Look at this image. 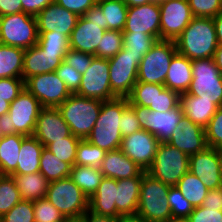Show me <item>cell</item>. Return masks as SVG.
Instances as JSON below:
<instances>
[{
    "label": "cell",
    "mask_w": 222,
    "mask_h": 222,
    "mask_svg": "<svg viewBox=\"0 0 222 222\" xmlns=\"http://www.w3.org/2000/svg\"><path fill=\"white\" fill-rule=\"evenodd\" d=\"M129 106L127 97L103 101L98 119L86 140L105 151L120 149L122 134L121 115Z\"/></svg>",
    "instance_id": "obj_1"
},
{
    "label": "cell",
    "mask_w": 222,
    "mask_h": 222,
    "mask_svg": "<svg viewBox=\"0 0 222 222\" xmlns=\"http://www.w3.org/2000/svg\"><path fill=\"white\" fill-rule=\"evenodd\" d=\"M175 43L177 52L190 60L213 58L218 47L213 18L193 17Z\"/></svg>",
    "instance_id": "obj_2"
},
{
    "label": "cell",
    "mask_w": 222,
    "mask_h": 222,
    "mask_svg": "<svg viewBox=\"0 0 222 222\" xmlns=\"http://www.w3.org/2000/svg\"><path fill=\"white\" fill-rule=\"evenodd\" d=\"M102 100L71 94L59 107L71 134L86 139L101 111Z\"/></svg>",
    "instance_id": "obj_3"
},
{
    "label": "cell",
    "mask_w": 222,
    "mask_h": 222,
    "mask_svg": "<svg viewBox=\"0 0 222 222\" xmlns=\"http://www.w3.org/2000/svg\"><path fill=\"white\" fill-rule=\"evenodd\" d=\"M169 188L170 186L146 172L141 182L136 215L148 222H173L167 200Z\"/></svg>",
    "instance_id": "obj_4"
},
{
    "label": "cell",
    "mask_w": 222,
    "mask_h": 222,
    "mask_svg": "<svg viewBox=\"0 0 222 222\" xmlns=\"http://www.w3.org/2000/svg\"><path fill=\"white\" fill-rule=\"evenodd\" d=\"M188 171L189 156L167 142H160L154 162L147 173L173 187Z\"/></svg>",
    "instance_id": "obj_5"
},
{
    "label": "cell",
    "mask_w": 222,
    "mask_h": 222,
    "mask_svg": "<svg viewBox=\"0 0 222 222\" xmlns=\"http://www.w3.org/2000/svg\"><path fill=\"white\" fill-rule=\"evenodd\" d=\"M193 79L188 94L222 107V74L213 58L192 60Z\"/></svg>",
    "instance_id": "obj_6"
},
{
    "label": "cell",
    "mask_w": 222,
    "mask_h": 222,
    "mask_svg": "<svg viewBox=\"0 0 222 222\" xmlns=\"http://www.w3.org/2000/svg\"><path fill=\"white\" fill-rule=\"evenodd\" d=\"M38 27L36 16L20 12L0 16V43L22 49L37 44Z\"/></svg>",
    "instance_id": "obj_7"
},
{
    "label": "cell",
    "mask_w": 222,
    "mask_h": 222,
    "mask_svg": "<svg viewBox=\"0 0 222 222\" xmlns=\"http://www.w3.org/2000/svg\"><path fill=\"white\" fill-rule=\"evenodd\" d=\"M176 53L175 41L157 40L140 61L137 82L164 85L170 62Z\"/></svg>",
    "instance_id": "obj_8"
},
{
    "label": "cell",
    "mask_w": 222,
    "mask_h": 222,
    "mask_svg": "<svg viewBox=\"0 0 222 222\" xmlns=\"http://www.w3.org/2000/svg\"><path fill=\"white\" fill-rule=\"evenodd\" d=\"M46 199L65 218L83 216L89 208V199L69 177L50 182Z\"/></svg>",
    "instance_id": "obj_9"
},
{
    "label": "cell",
    "mask_w": 222,
    "mask_h": 222,
    "mask_svg": "<svg viewBox=\"0 0 222 222\" xmlns=\"http://www.w3.org/2000/svg\"><path fill=\"white\" fill-rule=\"evenodd\" d=\"M143 56L132 55L124 47L109 60L111 91L117 97H127L137 82L138 68Z\"/></svg>",
    "instance_id": "obj_10"
},
{
    "label": "cell",
    "mask_w": 222,
    "mask_h": 222,
    "mask_svg": "<svg viewBox=\"0 0 222 222\" xmlns=\"http://www.w3.org/2000/svg\"><path fill=\"white\" fill-rule=\"evenodd\" d=\"M129 106L134 110L141 128L153 134L159 142H167L184 118L180 104L163 113L138 105Z\"/></svg>",
    "instance_id": "obj_11"
},
{
    "label": "cell",
    "mask_w": 222,
    "mask_h": 222,
    "mask_svg": "<svg viewBox=\"0 0 222 222\" xmlns=\"http://www.w3.org/2000/svg\"><path fill=\"white\" fill-rule=\"evenodd\" d=\"M109 70L108 59L95 57L82 74L80 87L75 94L102 101L115 99L117 96L111 91Z\"/></svg>",
    "instance_id": "obj_12"
},
{
    "label": "cell",
    "mask_w": 222,
    "mask_h": 222,
    "mask_svg": "<svg viewBox=\"0 0 222 222\" xmlns=\"http://www.w3.org/2000/svg\"><path fill=\"white\" fill-rule=\"evenodd\" d=\"M25 88L42 107L58 108L72 94L55 71L28 78Z\"/></svg>",
    "instance_id": "obj_13"
},
{
    "label": "cell",
    "mask_w": 222,
    "mask_h": 222,
    "mask_svg": "<svg viewBox=\"0 0 222 222\" xmlns=\"http://www.w3.org/2000/svg\"><path fill=\"white\" fill-rule=\"evenodd\" d=\"M39 100L26 88L10 103L8 114L10 115L11 134H23L33 136L36 120L42 109Z\"/></svg>",
    "instance_id": "obj_14"
},
{
    "label": "cell",
    "mask_w": 222,
    "mask_h": 222,
    "mask_svg": "<svg viewBox=\"0 0 222 222\" xmlns=\"http://www.w3.org/2000/svg\"><path fill=\"white\" fill-rule=\"evenodd\" d=\"M160 39L176 41L193 19L188 0H168L159 4Z\"/></svg>",
    "instance_id": "obj_15"
},
{
    "label": "cell",
    "mask_w": 222,
    "mask_h": 222,
    "mask_svg": "<svg viewBox=\"0 0 222 222\" xmlns=\"http://www.w3.org/2000/svg\"><path fill=\"white\" fill-rule=\"evenodd\" d=\"M159 143L153 134L141 129L123 137L120 150L134 161L141 170L147 172L154 162Z\"/></svg>",
    "instance_id": "obj_16"
},
{
    "label": "cell",
    "mask_w": 222,
    "mask_h": 222,
    "mask_svg": "<svg viewBox=\"0 0 222 222\" xmlns=\"http://www.w3.org/2000/svg\"><path fill=\"white\" fill-rule=\"evenodd\" d=\"M189 171L197 176L208 190L222 187L221 150L207 147L190 155Z\"/></svg>",
    "instance_id": "obj_17"
},
{
    "label": "cell",
    "mask_w": 222,
    "mask_h": 222,
    "mask_svg": "<svg viewBox=\"0 0 222 222\" xmlns=\"http://www.w3.org/2000/svg\"><path fill=\"white\" fill-rule=\"evenodd\" d=\"M160 19L159 4L153 1L128 7L127 19L122 32L146 33L160 40Z\"/></svg>",
    "instance_id": "obj_18"
},
{
    "label": "cell",
    "mask_w": 222,
    "mask_h": 222,
    "mask_svg": "<svg viewBox=\"0 0 222 222\" xmlns=\"http://www.w3.org/2000/svg\"><path fill=\"white\" fill-rule=\"evenodd\" d=\"M71 134L58 108L43 107L36 120L33 136L44 146L63 140Z\"/></svg>",
    "instance_id": "obj_19"
},
{
    "label": "cell",
    "mask_w": 222,
    "mask_h": 222,
    "mask_svg": "<svg viewBox=\"0 0 222 222\" xmlns=\"http://www.w3.org/2000/svg\"><path fill=\"white\" fill-rule=\"evenodd\" d=\"M38 32H52L70 37L79 16L70 12L55 1L44 8L37 16Z\"/></svg>",
    "instance_id": "obj_20"
},
{
    "label": "cell",
    "mask_w": 222,
    "mask_h": 222,
    "mask_svg": "<svg viewBox=\"0 0 222 222\" xmlns=\"http://www.w3.org/2000/svg\"><path fill=\"white\" fill-rule=\"evenodd\" d=\"M167 143L188 156L201 152L208 147L205 129L186 118H183L180 125L175 128Z\"/></svg>",
    "instance_id": "obj_21"
},
{
    "label": "cell",
    "mask_w": 222,
    "mask_h": 222,
    "mask_svg": "<svg viewBox=\"0 0 222 222\" xmlns=\"http://www.w3.org/2000/svg\"><path fill=\"white\" fill-rule=\"evenodd\" d=\"M65 55L44 51L38 44L25 49L22 79L26 81L34 75L56 71L57 67L64 61Z\"/></svg>",
    "instance_id": "obj_22"
},
{
    "label": "cell",
    "mask_w": 222,
    "mask_h": 222,
    "mask_svg": "<svg viewBox=\"0 0 222 222\" xmlns=\"http://www.w3.org/2000/svg\"><path fill=\"white\" fill-rule=\"evenodd\" d=\"M105 31L100 24L89 22L80 16L70 34L69 48L94 55Z\"/></svg>",
    "instance_id": "obj_23"
},
{
    "label": "cell",
    "mask_w": 222,
    "mask_h": 222,
    "mask_svg": "<svg viewBox=\"0 0 222 222\" xmlns=\"http://www.w3.org/2000/svg\"><path fill=\"white\" fill-rule=\"evenodd\" d=\"M145 173L142 171L136 177L117 180L115 205L121 216L136 215L141 182Z\"/></svg>",
    "instance_id": "obj_24"
},
{
    "label": "cell",
    "mask_w": 222,
    "mask_h": 222,
    "mask_svg": "<svg viewBox=\"0 0 222 222\" xmlns=\"http://www.w3.org/2000/svg\"><path fill=\"white\" fill-rule=\"evenodd\" d=\"M100 170L104 177L116 180L138 176L143 170L120 149L108 151L104 157Z\"/></svg>",
    "instance_id": "obj_25"
},
{
    "label": "cell",
    "mask_w": 222,
    "mask_h": 222,
    "mask_svg": "<svg viewBox=\"0 0 222 222\" xmlns=\"http://www.w3.org/2000/svg\"><path fill=\"white\" fill-rule=\"evenodd\" d=\"M192 79V60L177 52L170 62L164 86L181 95L187 93Z\"/></svg>",
    "instance_id": "obj_26"
},
{
    "label": "cell",
    "mask_w": 222,
    "mask_h": 222,
    "mask_svg": "<svg viewBox=\"0 0 222 222\" xmlns=\"http://www.w3.org/2000/svg\"><path fill=\"white\" fill-rule=\"evenodd\" d=\"M117 180L104 177L95 194L89 199L88 210L97 215L121 217L116 210Z\"/></svg>",
    "instance_id": "obj_27"
},
{
    "label": "cell",
    "mask_w": 222,
    "mask_h": 222,
    "mask_svg": "<svg viewBox=\"0 0 222 222\" xmlns=\"http://www.w3.org/2000/svg\"><path fill=\"white\" fill-rule=\"evenodd\" d=\"M180 105L184 118L191 120L204 129L219 108L209 100L200 99L199 96L190 95L188 93L180 95Z\"/></svg>",
    "instance_id": "obj_28"
},
{
    "label": "cell",
    "mask_w": 222,
    "mask_h": 222,
    "mask_svg": "<svg viewBox=\"0 0 222 222\" xmlns=\"http://www.w3.org/2000/svg\"><path fill=\"white\" fill-rule=\"evenodd\" d=\"M44 146L34 137L26 136L22 140L17 169L12 175H25L40 170V156Z\"/></svg>",
    "instance_id": "obj_29"
},
{
    "label": "cell",
    "mask_w": 222,
    "mask_h": 222,
    "mask_svg": "<svg viewBox=\"0 0 222 222\" xmlns=\"http://www.w3.org/2000/svg\"><path fill=\"white\" fill-rule=\"evenodd\" d=\"M23 134H11L0 138V175L11 176L17 169Z\"/></svg>",
    "instance_id": "obj_30"
},
{
    "label": "cell",
    "mask_w": 222,
    "mask_h": 222,
    "mask_svg": "<svg viewBox=\"0 0 222 222\" xmlns=\"http://www.w3.org/2000/svg\"><path fill=\"white\" fill-rule=\"evenodd\" d=\"M11 176L16 182L22 200L36 201L46 197L50 182L40 172Z\"/></svg>",
    "instance_id": "obj_31"
},
{
    "label": "cell",
    "mask_w": 222,
    "mask_h": 222,
    "mask_svg": "<svg viewBox=\"0 0 222 222\" xmlns=\"http://www.w3.org/2000/svg\"><path fill=\"white\" fill-rule=\"evenodd\" d=\"M25 50L0 43V78H22Z\"/></svg>",
    "instance_id": "obj_32"
},
{
    "label": "cell",
    "mask_w": 222,
    "mask_h": 222,
    "mask_svg": "<svg viewBox=\"0 0 222 222\" xmlns=\"http://www.w3.org/2000/svg\"><path fill=\"white\" fill-rule=\"evenodd\" d=\"M69 178L90 199L97 191L104 175L100 168L74 165L72 166Z\"/></svg>",
    "instance_id": "obj_33"
},
{
    "label": "cell",
    "mask_w": 222,
    "mask_h": 222,
    "mask_svg": "<svg viewBox=\"0 0 222 222\" xmlns=\"http://www.w3.org/2000/svg\"><path fill=\"white\" fill-rule=\"evenodd\" d=\"M104 14V29L123 31L127 19L128 6L123 0H97Z\"/></svg>",
    "instance_id": "obj_34"
},
{
    "label": "cell",
    "mask_w": 222,
    "mask_h": 222,
    "mask_svg": "<svg viewBox=\"0 0 222 222\" xmlns=\"http://www.w3.org/2000/svg\"><path fill=\"white\" fill-rule=\"evenodd\" d=\"M72 166L69 163L60 161L46 147L43 148L40 156L39 172L49 181H58L69 177Z\"/></svg>",
    "instance_id": "obj_35"
},
{
    "label": "cell",
    "mask_w": 222,
    "mask_h": 222,
    "mask_svg": "<svg viewBox=\"0 0 222 222\" xmlns=\"http://www.w3.org/2000/svg\"><path fill=\"white\" fill-rule=\"evenodd\" d=\"M175 187L181 191L193 208L201 206L208 192L203 182L190 171L184 174Z\"/></svg>",
    "instance_id": "obj_36"
},
{
    "label": "cell",
    "mask_w": 222,
    "mask_h": 222,
    "mask_svg": "<svg viewBox=\"0 0 222 222\" xmlns=\"http://www.w3.org/2000/svg\"><path fill=\"white\" fill-rule=\"evenodd\" d=\"M162 84L136 82L131 93L127 96L129 105H138L149 108L154 105L156 90H163Z\"/></svg>",
    "instance_id": "obj_37"
},
{
    "label": "cell",
    "mask_w": 222,
    "mask_h": 222,
    "mask_svg": "<svg viewBox=\"0 0 222 222\" xmlns=\"http://www.w3.org/2000/svg\"><path fill=\"white\" fill-rule=\"evenodd\" d=\"M21 200L14 178L9 175H0V218Z\"/></svg>",
    "instance_id": "obj_38"
},
{
    "label": "cell",
    "mask_w": 222,
    "mask_h": 222,
    "mask_svg": "<svg viewBox=\"0 0 222 222\" xmlns=\"http://www.w3.org/2000/svg\"><path fill=\"white\" fill-rule=\"evenodd\" d=\"M107 151L92 145L86 139L80 140L77 147L75 165L100 168Z\"/></svg>",
    "instance_id": "obj_39"
},
{
    "label": "cell",
    "mask_w": 222,
    "mask_h": 222,
    "mask_svg": "<svg viewBox=\"0 0 222 222\" xmlns=\"http://www.w3.org/2000/svg\"><path fill=\"white\" fill-rule=\"evenodd\" d=\"M123 33V47L132 55L144 56L157 42V38L146 33Z\"/></svg>",
    "instance_id": "obj_40"
},
{
    "label": "cell",
    "mask_w": 222,
    "mask_h": 222,
    "mask_svg": "<svg viewBox=\"0 0 222 222\" xmlns=\"http://www.w3.org/2000/svg\"><path fill=\"white\" fill-rule=\"evenodd\" d=\"M81 139L73 134L65 137L63 140H59L50 143L46 148L60 161L69 163L71 166L75 165L76 153L78 143Z\"/></svg>",
    "instance_id": "obj_41"
},
{
    "label": "cell",
    "mask_w": 222,
    "mask_h": 222,
    "mask_svg": "<svg viewBox=\"0 0 222 222\" xmlns=\"http://www.w3.org/2000/svg\"><path fill=\"white\" fill-rule=\"evenodd\" d=\"M123 48V33L119 30H106L103 34L95 57L110 59L117 55Z\"/></svg>",
    "instance_id": "obj_42"
},
{
    "label": "cell",
    "mask_w": 222,
    "mask_h": 222,
    "mask_svg": "<svg viewBox=\"0 0 222 222\" xmlns=\"http://www.w3.org/2000/svg\"><path fill=\"white\" fill-rule=\"evenodd\" d=\"M168 204L174 221H185L193 212V206L184 198L181 191L175 186L170 187L167 194Z\"/></svg>",
    "instance_id": "obj_43"
},
{
    "label": "cell",
    "mask_w": 222,
    "mask_h": 222,
    "mask_svg": "<svg viewBox=\"0 0 222 222\" xmlns=\"http://www.w3.org/2000/svg\"><path fill=\"white\" fill-rule=\"evenodd\" d=\"M37 44L44 51L58 52V54H67L69 48V37L64 34L52 32H38Z\"/></svg>",
    "instance_id": "obj_44"
},
{
    "label": "cell",
    "mask_w": 222,
    "mask_h": 222,
    "mask_svg": "<svg viewBox=\"0 0 222 222\" xmlns=\"http://www.w3.org/2000/svg\"><path fill=\"white\" fill-rule=\"evenodd\" d=\"M0 222H35L33 201H19L0 218Z\"/></svg>",
    "instance_id": "obj_45"
},
{
    "label": "cell",
    "mask_w": 222,
    "mask_h": 222,
    "mask_svg": "<svg viewBox=\"0 0 222 222\" xmlns=\"http://www.w3.org/2000/svg\"><path fill=\"white\" fill-rule=\"evenodd\" d=\"M35 222H63L65 217L48 199L33 201Z\"/></svg>",
    "instance_id": "obj_46"
},
{
    "label": "cell",
    "mask_w": 222,
    "mask_h": 222,
    "mask_svg": "<svg viewBox=\"0 0 222 222\" xmlns=\"http://www.w3.org/2000/svg\"><path fill=\"white\" fill-rule=\"evenodd\" d=\"M206 143L208 147L222 150V107L215 112L205 128Z\"/></svg>",
    "instance_id": "obj_47"
},
{
    "label": "cell",
    "mask_w": 222,
    "mask_h": 222,
    "mask_svg": "<svg viewBox=\"0 0 222 222\" xmlns=\"http://www.w3.org/2000/svg\"><path fill=\"white\" fill-rule=\"evenodd\" d=\"M193 17L213 18L222 12V0H188Z\"/></svg>",
    "instance_id": "obj_48"
},
{
    "label": "cell",
    "mask_w": 222,
    "mask_h": 222,
    "mask_svg": "<svg viewBox=\"0 0 222 222\" xmlns=\"http://www.w3.org/2000/svg\"><path fill=\"white\" fill-rule=\"evenodd\" d=\"M179 104L180 95L165 87L163 90H156L154 105H151L149 109L163 113L176 108Z\"/></svg>",
    "instance_id": "obj_49"
},
{
    "label": "cell",
    "mask_w": 222,
    "mask_h": 222,
    "mask_svg": "<svg viewBox=\"0 0 222 222\" xmlns=\"http://www.w3.org/2000/svg\"><path fill=\"white\" fill-rule=\"evenodd\" d=\"M55 72L72 94L78 91L82 80V74L76 71L75 68L63 61Z\"/></svg>",
    "instance_id": "obj_50"
},
{
    "label": "cell",
    "mask_w": 222,
    "mask_h": 222,
    "mask_svg": "<svg viewBox=\"0 0 222 222\" xmlns=\"http://www.w3.org/2000/svg\"><path fill=\"white\" fill-rule=\"evenodd\" d=\"M25 88L22 78H0V98L11 103Z\"/></svg>",
    "instance_id": "obj_51"
},
{
    "label": "cell",
    "mask_w": 222,
    "mask_h": 222,
    "mask_svg": "<svg viewBox=\"0 0 222 222\" xmlns=\"http://www.w3.org/2000/svg\"><path fill=\"white\" fill-rule=\"evenodd\" d=\"M94 58L93 54L69 49L64 57V61L75 68L76 71L83 74L91 65Z\"/></svg>",
    "instance_id": "obj_52"
},
{
    "label": "cell",
    "mask_w": 222,
    "mask_h": 222,
    "mask_svg": "<svg viewBox=\"0 0 222 222\" xmlns=\"http://www.w3.org/2000/svg\"><path fill=\"white\" fill-rule=\"evenodd\" d=\"M185 222H222V211L202 206L195 207Z\"/></svg>",
    "instance_id": "obj_53"
},
{
    "label": "cell",
    "mask_w": 222,
    "mask_h": 222,
    "mask_svg": "<svg viewBox=\"0 0 222 222\" xmlns=\"http://www.w3.org/2000/svg\"><path fill=\"white\" fill-rule=\"evenodd\" d=\"M141 129L142 128L139 124L134 110L130 106H128L121 115L120 131L122 137L133 134L134 132Z\"/></svg>",
    "instance_id": "obj_54"
},
{
    "label": "cell",
    "mask_w": 222,
    "mask_h": 222,
    "mask_svg": "<svg viewBox=\"0 0 222 222\" xmlns=\"http://www.w3.org/2000/svg\"><path fill=\"white\" fill-rule=\"evenodd\" d=\"M55 2L80 17L94 6L97 0H55Z\"/></svg>",
    "instance_id": "obj_55"
},
{
    "label": "cell",
    "mask_w": 222,
    "mask_h": 222,
    "mask_svg": "<svg viewBox=\"0 0 222 222\" xmlns=\"http://www.w3.org/2000/svg\"><path fill=\"white\" fill-rule=\"evenodd\" d=\"M204 208H213L217 211H222V187L208 190L202 204Z\"/></svg>",
    "instance_id": "obj_56"
},
{
    "label": "cell",
    "mask_w": 222,
    "mask_h": 222,
    "mask_svg": "<svg viewBox=\"0 0 222 222\" xmlns=\"http://www.w3.org/2000/svg\"><path fill=\"white\" fill-rule=\"evenodd\" d=\"M55 0H21L22 12L37 16L44 8Z\"/></svg>",
    "instance_id": "obj_57"
},
{
    "label": "cell",
    "mask_w": 222,
    "mask_h": 222,
    "mask_svg": "<svg viewBox=\"0 0 222 222\" xmlns=\"http://www.w3.org/2000/svg\"><path fill=\"white\" fill-rule=\"evenodd\" d=\"M22 12L21 0H0V16Z\"/></svg>",
    "instance_id": "obj_58"
},
{
    "label": "cell",
    "mask_w": 222,
    "mask_h": 222,
    "mask_svg": "<svg viewBox=\"0 0 222 222\" xmlns=\"http://www.w3.org/2000/svg\"><path fill=\"white\" fill-rule=\"evenodd\" d=\"M83 17L89 22L100 24V27L104 29V14L97 4L92 6Z\"/></svg>",
    "instance_id": "obj_59"
},
{
    "label": "cell",
    "mask_w": 222,
    "mask_h": 222,
    "mask_svg": "<svg viewBox=\"0 0 222 222\" xmlns=\"http://www.w3.org/2000/svg\"><path fill=\"white\" fill-rule=\"evenodd\" d=\"M83 216L84 222H118V218L112 216L97 215L89 210Z\"/></svg>",
    "instance_id": "obj_60"
},
{
    "label": "cell",
    "mask_w": 222,
    "mask_h": 222,
    "mask_svg": "<svg viewBox=\"0 0 222 222\" xmlns=\"http://www.w3.org/2000/svg\"><path fill=\"white\" fill-rule=\"evenodd\" d=\"M6 135H11V122L8 113L0 116V137Z\"/></svg>",
    "instance_id": "obj_61"
},
{
    "label": "cell",
    "mask_w": 222,
    "mask_h": 222,
    "mask_svg": "<svg viewBox=\"0 0 222 222\" xmlns=\"http://www.w3.org/2000/svg\"><path fill=\"white\" fill-rule=\"evenodd\" d=\"M218 46H222V12L213 17Z\"/></svg>",
    "instance_id": "obj_62"
},
{
    "label": "cell",
    "mask_w": 222,
    "mask_h": 222,
    "mask_svg": "<svg viewBox=\"0 0 222 222\" xmlns=\"http://www.w3.org/2000/svg\"><path fill=\"white\" fill-rule=\"evenodd\" d=\"M214 62L222 74V46H218L214 53Z\"/></svg>",
    "instance_id": "obj_63"
},
{
    "label": "cell",
    "mask_w": 222,
    "mask_h": 222,
    "mask_svg": "<svg viewBox=\"0 0 222 222\" xmlns=\"http://www.w3.org/2000/svg\"><path fill=\"white\" fill-rule=\"evenodd\" d=\"M118 222H148V221L138 215H128V216L119 217Z\"/></svg>",
    "instance_id": "obj_64"
},
{
    "label": "cell",
    "mask_w": 222,
    "mask_h": 222,
    "mask_svg": "<svg viewBox=\"0 0 222 222\" xmlns=\"http://www.w3.org/2000/svg\"><path fill=\"white\" fill-rule=\"evenodd\" d=\"M152 0H123V2L128 6V7H133V6H138V5H143L151 2Z\"/></svg>",
    "instance_id": "obj_65"
},
{
    "label": "cell",
    "mask_w": 222,
    "mask_h": 222,
    "mask_svg": "<svg viewBox=\"0 0 222 222\" xmlns=\"http://www.w3.org/2000/svg\"><path fill=\"white\" fill-rule=\"evenodd\" d=\"M10 108V103L0 98V116L7 114Z\"/></svg>",
    "instance_id": "obj_66"
},
{
    "label": "cell",
    "mask_w": 222,
    "mask_h": 222,
    "mask_svg": "<svg viewBox=\"0 0 222 222\" xmlns=\"http://www.w3.org/2000/svg\"><path fill=\"white\" fill-rule=\"evenodd\" d=\"M63 222H84V216L65 218Z\"/></svg>",
    "instance_id": "obj_67"
},
{
    "label": "cell",
    "mask_w": 222,
    "mask_h": 222,
    "mask_svg": "<svg viewBox=\"0 0 222 222\" xmlns=\"http://www.w3.org/2000/svg\"><path fill=\"white\" fill-rule=\"evenodd\" d=\"M152 1L155 2V3L160 4V3L165 2V1H168V0H152Z\"/></svg>",
    "instance_id": "obj_68"
},
{
    "label": "cell",
    "mask_w": 222,
    "mask_h": 222,
    "mask_svg": "<svg viewBox=\"0 0 222 222\" xmlns=\"http://www.w3.org/2000/svg\"><path fill=\"white\" fill-rule=\"evenodd\" d=\"M221 175H222V150H221Z\"/></svg>",
    "instance_id": "obj_69"
}]
</instances>
